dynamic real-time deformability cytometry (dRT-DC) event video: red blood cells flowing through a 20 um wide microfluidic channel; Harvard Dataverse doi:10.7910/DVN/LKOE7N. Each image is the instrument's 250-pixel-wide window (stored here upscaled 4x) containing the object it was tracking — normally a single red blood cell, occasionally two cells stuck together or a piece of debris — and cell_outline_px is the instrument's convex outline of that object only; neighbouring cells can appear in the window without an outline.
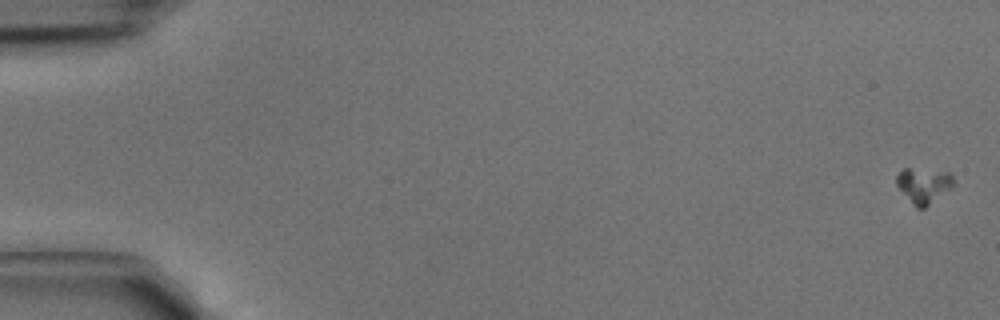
{"species": "common noctule bat (a hibernating species)", "species_latin": "Nyctalus noctula", "temperature_condition": "cold", "stored_images_in_passage": 5, "camera_frame_rate_fps": 3000, "um_per_image_px": 0.085, "animal": {"sex": "male", "body_mass_g": 15.6}, "frame": {"image": 1, "passage_image": 1, "time_ms": 0.0, "image_size_px": [1000, 320], "cell_outline_px": [[952, 184], [948, 188], [924, 208], [916, 208], [896, 184], [896, 176], [904, 168], [908, 168], [948, 172], [952, 176]], "centroid_in_image_um": [78.45, 15.74], "position_along_channel_um": 6.6, "area_um2": 11.1}}
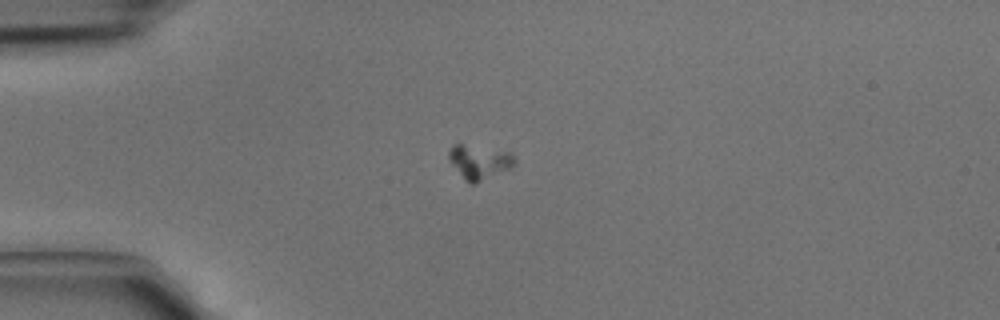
{"frame": {"image": 2, "passage_image": 4, "time_ms": 1.0, "image_size_px": [1000, 320], "cell_outline_px": [[516, 164], [508, 168], [472, 184], [464, 180], [448, 160], [448, 152], [452, 144], [460, 144], [512, 152], [516, 160]], "centroid_in_image_um": [40.71, 13.74], "position_along_channel_um": 44.3, "area_um2": 12.83}}